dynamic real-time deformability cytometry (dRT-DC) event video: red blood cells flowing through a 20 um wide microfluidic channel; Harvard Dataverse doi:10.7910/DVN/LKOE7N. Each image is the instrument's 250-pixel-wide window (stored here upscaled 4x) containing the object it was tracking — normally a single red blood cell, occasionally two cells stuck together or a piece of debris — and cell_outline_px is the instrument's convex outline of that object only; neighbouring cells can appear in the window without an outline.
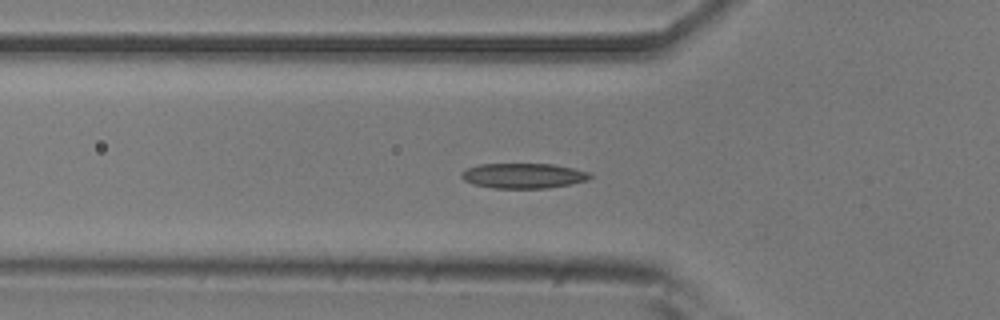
{"species": "common noctule bat (a hibernating species)", "species_latin": "Nyctalus noctula", "temperature_condition": "room temperature", "stored_images_in_passage": 52, "camera_frame_rate_fps": 3000, "um_per_image_px": 0.085, "animal": {"sex": "male", "body_mass_g": 20.5, "forearm_length_mm": 52.5}, "frame": {"image": 1, "passage_image": 17, "time_ms": 5.333, "image_size_px": [1000, 320], "cell_outline_px": [[592, 176], [588, 180], [572, 184], [548, 188], [492, 188], [472, 184], [464, 180], [460, 176], [460, 172], [468, 168], [480, 164], [552, 164], [572, 168], [588, 172]], "centroid_in_image_um": [44.47, 14.94], "position_along_channel_um": 81.3, "area_um2": 18.84}}
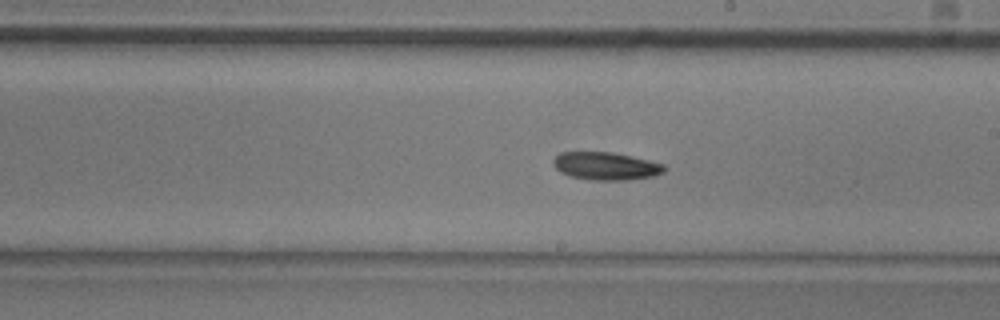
{"frame": {"image": 2, "passage_image": 29, "time_ms": 9.333, "image_size_px": [1000, 320], "cell_outline_px": [[668, 168], [664, 172], [652, 176], [632, 180], [588, 180], [568, 176], [560, 172], [552, 164], [552, 160], [560, 152], [612, 152], [632, 156], [664, 164]], "centroid_in_image_um": [51.49, 14.12], "position_along_channel_um": 237.5, "area_um2": 18.26}}
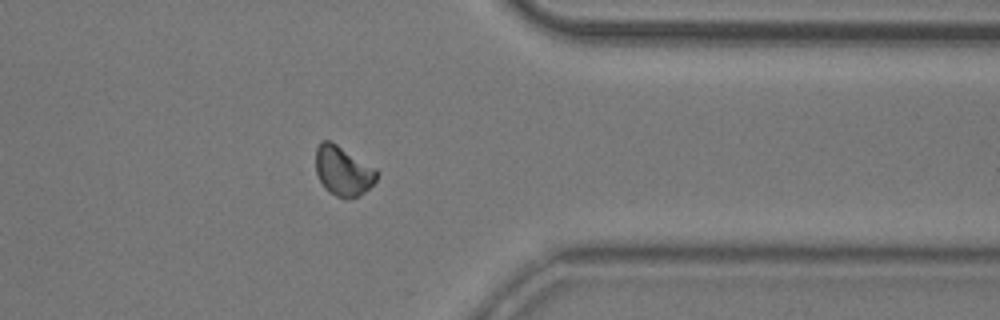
{"frame": {"image": 3, "passage_image": 41, "time_ms": 13.333, "image_size_px": [1000, 320], "cell_outline_px": [[380, 172], [376, 180], [364, 192], [356, 196], [344, 200], [328, 192], [324, 188], [316, 172], [316, 148], [320, 140], [328, 140], [336, 144], [376, 168]], "centroid_in_image_um": [29.16, 14.54], "position_along_channel_um": 382.2, "area_um2": 17.69}, "authors_computed_cell_mechanics": {"area_um2": 17.9469, "velocity_mm_per_s": 3.8819, "shape_relaxation_time_tau1_ms": 3.1348, "shape_relaxation_time_tau2_ms": null, "deformation_change_tau1": 0.0814, "deformation_change_tau2": null}}